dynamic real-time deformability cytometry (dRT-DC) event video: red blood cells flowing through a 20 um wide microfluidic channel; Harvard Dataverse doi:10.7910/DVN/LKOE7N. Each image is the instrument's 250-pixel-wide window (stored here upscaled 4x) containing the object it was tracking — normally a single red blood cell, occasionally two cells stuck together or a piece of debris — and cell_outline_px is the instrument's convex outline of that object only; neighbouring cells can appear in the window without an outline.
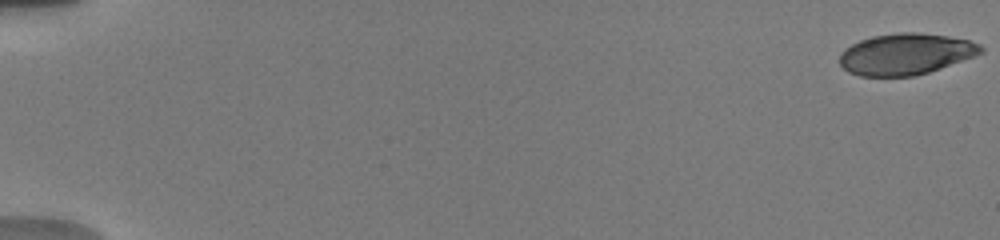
{"species": "human", "species_latin": "Homo sapiens", "temperature_condition": "warm", "stored_images_in_passage": 15, "camera_frame_rate_fps": 3000, "um_per_image_px": 0.085, "donor": {"sex": "male"}, "frame": {"image": 1, "passage_image": 1, "time_ms": 0.0, "image_size_px": [1000, 240], "cell_outline_px": [[984, 52], [940, 68], [928, 72], [912, 76], [860, 76], [848, 72], [840, 64], [840, 52], [844, 48], [860, 40], [872, 36], [900, 32], [920, 32], [948, 36], [968, 40], [980, 44], [984, 48]], "centroid_in_image_um": [76.96, 4.59], "position_along_channel_um": 8.0, "area_um2": 33.93}}
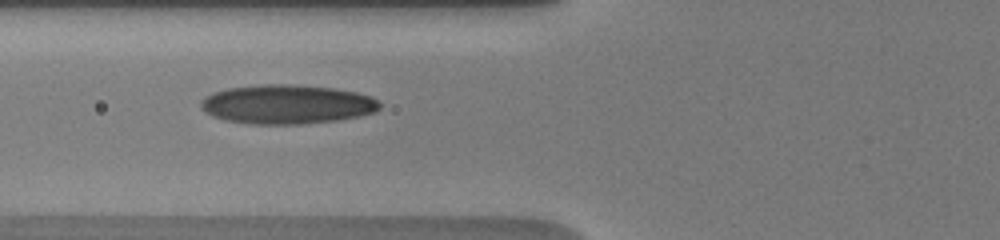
{"frame": {"image": 2, "passage_image": 10, "time_ms": 7.333, "image_size_px": [1000, 240], "cell_outline_px": [[380, 108], [376, 112], [336, 120], [304, 124], [248, 124], [224, 120], [212, 116], [204, 112], [200, 108], [200, 100], [212, 92], [228, 88], [260, 84], [288, 84], [332, 88], [356, 92], [368, 96], [376, 100], [380, 104]], "centroid_in_image_um": [24.32, 8.87], "position_along_channel_um": 101.5, "area_um2": 40.92}}
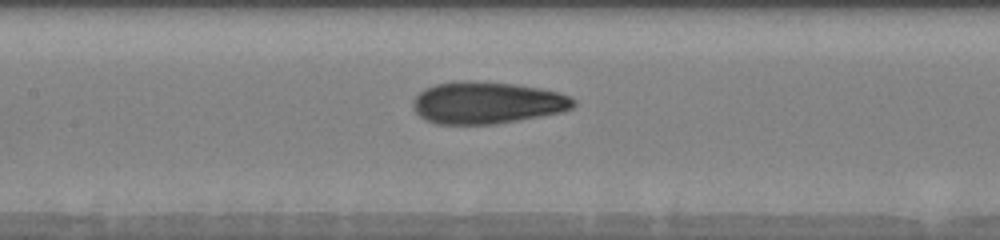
{"frame": {"image": 3, "passage_image": 14, "time_ms": 9.0, "image_size_px": [1000, 240], "cell_outline_px": [[576, 104], [572, 108], [564, 112], [496, 124], [436, 124], [424, 120], [412, 108], [412, 100], [424, 88], [436, 84], [456, 80], [468, 80], [516, 84], [540, 88], [560, 92], [576, 100]], "centroid_in_image_um": [41.39, 8.73], "position_along_channel_um": 166.0, "area_um2": 39.77}}